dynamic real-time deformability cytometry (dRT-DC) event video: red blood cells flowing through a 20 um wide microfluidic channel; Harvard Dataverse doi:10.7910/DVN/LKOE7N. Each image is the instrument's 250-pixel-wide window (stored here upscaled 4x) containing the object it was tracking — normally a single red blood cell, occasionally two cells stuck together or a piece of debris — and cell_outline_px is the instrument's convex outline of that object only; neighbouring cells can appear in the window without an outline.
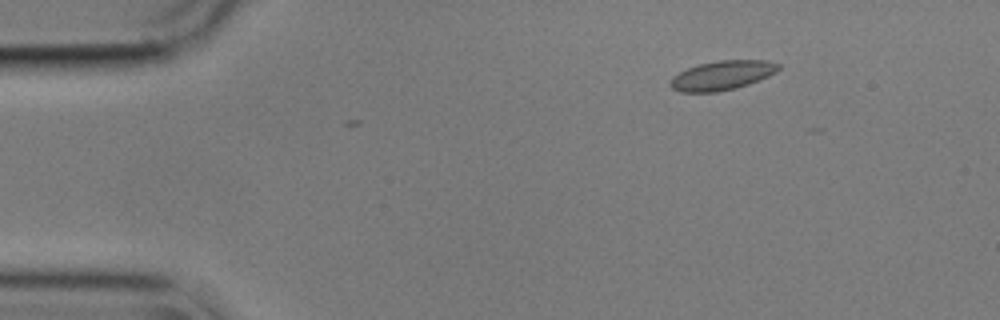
{"species": "common noctule bat (a hibernating species)", "species_latin": "Nyctalus noctula", "temperature_condition": "cold", "stored_images_in_passage": 7, "camera_frame_rate_fps": 3000, "um_per_image_px": 0.085, "animal": {"sex": "male", "body_mass_g": 17.9}, "frame": {"image": 1, "passage_image": 7, "time_ms": 2.0, "image_size_px": [1000, 320], "cell_outline_px": [[780, 68], [776, 72], [768, 76], [748, 84], [736, 88], [716, 92], [680, 92], [672, 88], [668, 84], [672, 76], [688, 68], [700, 64], [720, 60], [768, 60], [780, 64]], "centroid_in_image_um": [61.37, 6.41], "position_along_channel_um": 23.6, "area_um2": 18.44}}